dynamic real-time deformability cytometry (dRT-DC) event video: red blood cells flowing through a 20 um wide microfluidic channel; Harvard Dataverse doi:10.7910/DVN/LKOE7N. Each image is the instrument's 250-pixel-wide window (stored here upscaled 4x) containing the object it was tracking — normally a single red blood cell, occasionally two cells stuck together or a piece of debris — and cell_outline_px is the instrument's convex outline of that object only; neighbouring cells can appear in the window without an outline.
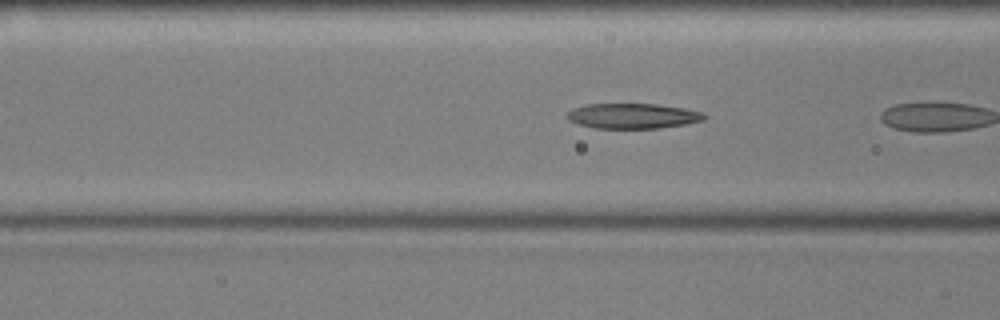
{"species": "common noctule bat (a hibernating species)", "species_latin": "Nyctalus noctula", "temperature_condition": "cold", "stored_images_in_passage": 10, "camera_frame_rate_fps": 3000, "um_per_image_px": 0.085, "animal": {"sex": "male", "body_mass_g": 17.9, "forearm_length_mm": 54.2}, "frame": {"image": 1, "passage_image": 4, "time_ms": 1.0, "image_size_px": [1000, 320], "cell_outline_px": [[708, 116], [704, 120], [684, 124], [656, 128], [592, 128], [568, 120], [564, 116], [572, 108], [588, 104], [656, 104], [684, 108], [704, 112]], "centroid_in_image_um": [53.78, 9.85], "position_along_channel_um": 112.8, "area_um2": 20.17}}